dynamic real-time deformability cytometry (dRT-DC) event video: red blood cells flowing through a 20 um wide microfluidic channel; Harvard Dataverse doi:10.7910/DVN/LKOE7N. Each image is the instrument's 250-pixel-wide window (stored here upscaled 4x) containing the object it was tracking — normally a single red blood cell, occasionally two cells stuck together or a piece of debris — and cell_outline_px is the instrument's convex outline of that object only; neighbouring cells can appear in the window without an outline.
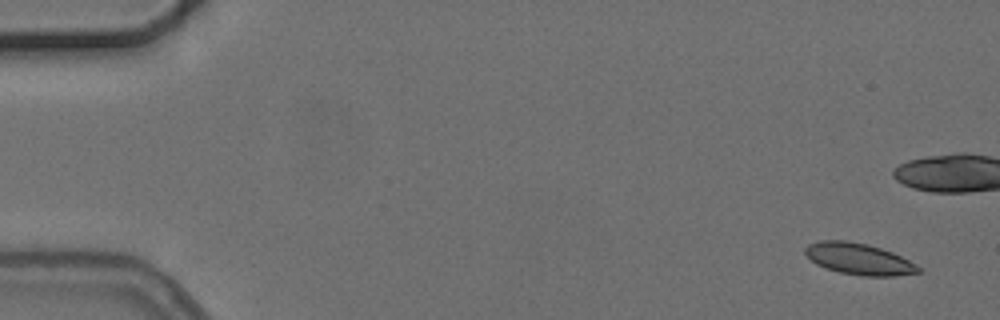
{"species": "common noctule bat (a hibernating species)", "species_latin": "Nyctalus noctula", "temperature_condition": "cold", "stored_images_in_passage": 6, "camera_frame_rate_fps": 3000, "um_per_image_px": 0.085, "animal": {"sex": "female", "body_mass_g": 24.6, "forearm_length_mm": 56.2}, "frame": {"image": 1, "passage_image": 1, "time_ms": 0.0, "image_size_px": [1000, 320], "cell_outline_px": [[920, 272], [896, 276], [860, 276], [840, 272], [824, 268], [816, 264], [804, 252], [804, 248], [808, 244], [820, 240], [844, 240], [868, 244], [892, 252], [916, 264], [920, 268]], "centroid_in_image_um": [72.98, 22.01], "position_along_channel_um": 12.0, "area_um2": 20.75}}
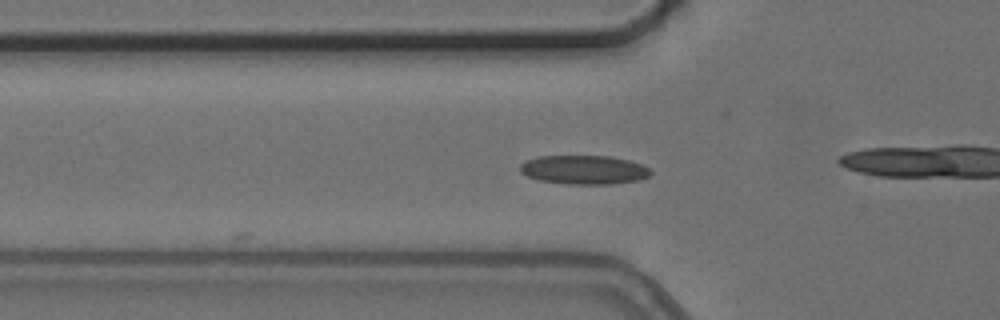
{"frame": {"image": 2, "passage_image": 5, "time_ms": 5.333, "image_size_px": [1000, 320], "cell_outline_px": [[652, 172], [648, 176], [640, 180], [612, 184], [568, 184], [540, 180], [528, 176], [520, 172], [520, 164], [524, 160], [536, 156], [612, 156], [644, 164], [652, 168]], "centroid_in_image_um": [49.67, 14.42], "position_along_channel_um": 76.1, "area_um2": 22.31}}